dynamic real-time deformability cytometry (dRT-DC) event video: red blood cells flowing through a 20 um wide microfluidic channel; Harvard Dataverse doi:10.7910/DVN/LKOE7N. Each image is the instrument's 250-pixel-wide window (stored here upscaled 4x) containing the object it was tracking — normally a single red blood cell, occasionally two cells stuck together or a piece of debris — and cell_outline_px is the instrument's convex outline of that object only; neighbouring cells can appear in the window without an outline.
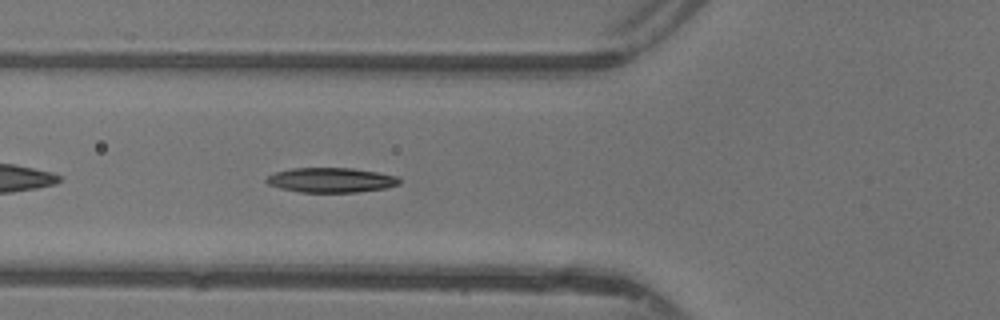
{"species": "common noctule bat (a hibernating species)", "species_latin": "Nyctalus noctula", "temperature_condition": "warm", "stored_images_in_passage": 33, "camera_frame_rate_fps": 3000, "um_per_image_px": 0.085, "animal": {"sex": "female"}, "frame": {"image": 1, "passage_image": 4, "time_ms": 1.0, "image_size_px": [1000, 320], "cell_outline_px": [[400, 184], [384, 188], [356, 192], [300, 192], [280, 188], [268, 184], [264, 180], [268, 176], [276, 172], [292, 168], [352, 168], [376, 172], [396, 176], [400, 180]], "centroid_in_image_um": [28.11, 15.3], "position_along_channel_um": 97.7, "area_um2": 19.02}}
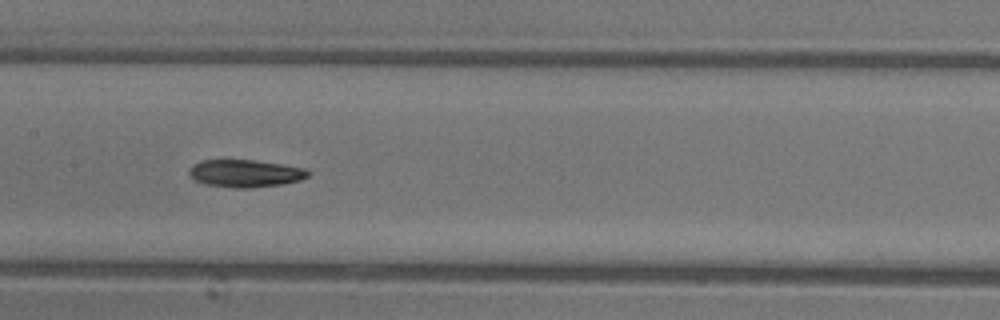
{"frame": {"image": 2, "passage_image": 10, "time_ms": 3.0, "image_size_px": [1000, 320], "cell_outline_px": [[308, 176], [300, 180], [280, 184], [248, 188], [236, 188], [204, 184], [188, 176], [188, 168], [192, 164], [200, 160], [256, 160], [284, 164], [308, 168]], "centroid_in_image_um": [20.81, 14.72], "position_along_channel_um": 186.6, "area_um2": 19.25}}
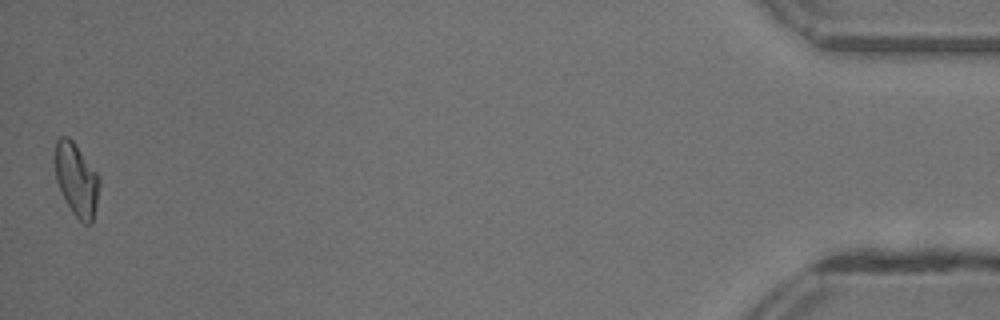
{"frame": {"image": 3, "passage_image": 33, "time_ms": 10.667, "image_size_px": [1000, 320], "cell_outline_px": [[100, 184], [96, 208], [92, 224], [84, 224], [72, 212], [56, 180], [52, 160], [56, 140], [60, 136], [68, 136], [72, 140], [100, 176]], "centroid_in_image_um": [6.48, 15.23], "position_along_channel_um": 428.7, "area_um2": 19.19}, "authors_computed_cell_mechanics": {"area_um2": 19.074, "velocity_mm_per_s": 4.4112, "shape_relaxation_time_tau1_ms": 7.6232, "shape_relaxation_time_tau2_ms": 8.2454, "deformation_change_tau1": 0.2342, "deformation_change_tau2": 0.1608}}